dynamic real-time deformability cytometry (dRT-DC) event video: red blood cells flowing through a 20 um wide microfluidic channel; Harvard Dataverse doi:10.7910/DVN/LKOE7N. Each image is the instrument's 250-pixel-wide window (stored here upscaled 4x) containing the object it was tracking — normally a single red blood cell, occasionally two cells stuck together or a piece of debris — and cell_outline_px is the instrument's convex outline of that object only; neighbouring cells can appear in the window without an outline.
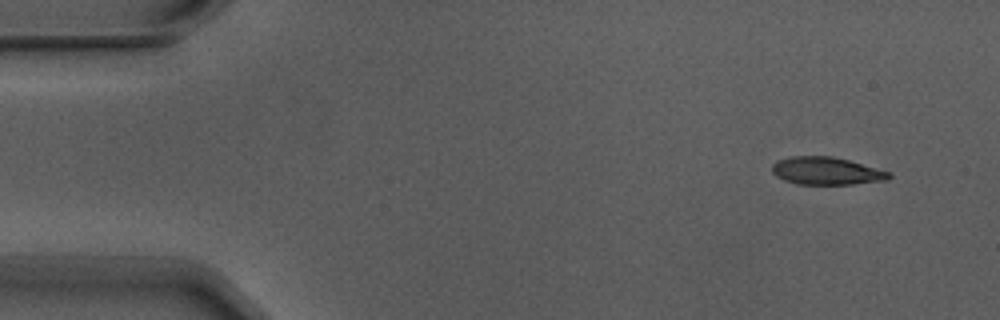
{"species": "Egyptian fruit bat (a non-hibernating species)", "species_latin": "Rousettus aegyptiacus", "temperature_condition": "warm", "stored_images_in_passage": 4, "camera_frame_rate_fps": 3000, "um_per_image_px": 0.085, "animal": {"sex": "male"}, "frame": {"image": 1, "passage_image": 1, "time_ms": 0.0, "image_size_px": [1000, 320], "cell_outline_px": [[892, 176], [888, 180], [852, 184], [800, 184], [784, 180], [776, 176], [772, 172], [772, 164], [776, 160], [792, 156], [832, 156], [848, 160], [892, 172]], "centroid_in_image_um": [70.25, 14.53], "position_along_channel_um": 14.7, "area_um2": 18.9}}
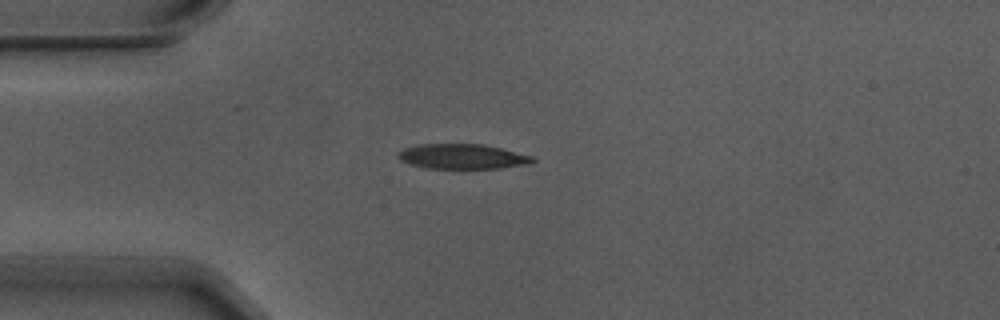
{"frame": {"image": 2, "passage_image": 4, "time_ms": 1.0, "image_size_px": [1000, 320], "cell_outline_px": [[536, 160], [528, 164], [500, 168], [428, 168], [412, 164], [400, 160], [396, 156], [404, 148], [420, 144], [480, 144], [500, 148], [532, 156]], "centroid_in_image_um": [39.3, 13.3], "position_along_channel_um": 45.7, "area_um2": 19.25}}